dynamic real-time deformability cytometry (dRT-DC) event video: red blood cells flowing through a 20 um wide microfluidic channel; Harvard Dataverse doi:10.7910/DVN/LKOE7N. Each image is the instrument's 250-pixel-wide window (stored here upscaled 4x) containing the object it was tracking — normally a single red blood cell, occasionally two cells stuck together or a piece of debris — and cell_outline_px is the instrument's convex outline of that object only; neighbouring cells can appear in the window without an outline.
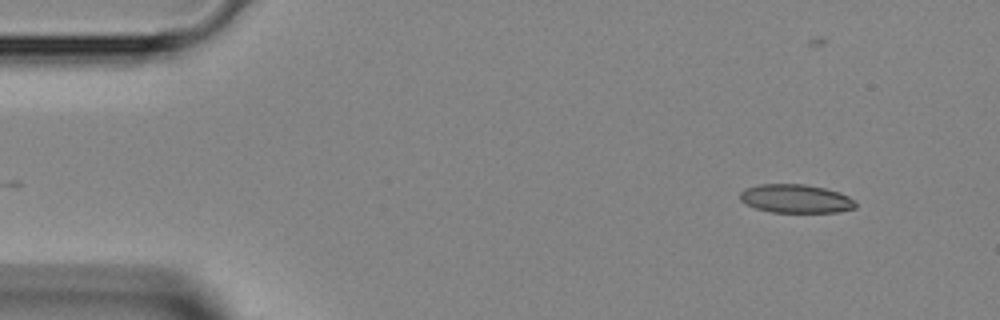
{"species": "Egyptian fruit bat (a non-hibernating species)", "species_latin": "Rousettus aegyptiacus", "temperature_condition": "room temperature", "stored_images_in_passage": 41, "segment_of_instrument_passage": [1, 2], "camera_frame_rate_fps": 3000, "um_per_image_px": 0.085, "animal": {"sex": "female"}, "frame": {"image": 1, "passage_image": 1, "time_ms": 0.0, "image_size_px": [1000, 320], "cell_outline_px": [[856, 208], [836, 212], [772, 212], [756, 208], [740, 200], [740, 192], [744, 188], [760, 184], [804, 184], [824, 188], [840, 192], [848, 196], [856, 204]], "centroid_in_image_um": [67.63, 16.88], "position_along_channel_um": 17.4, "area_um2": 19.13}}
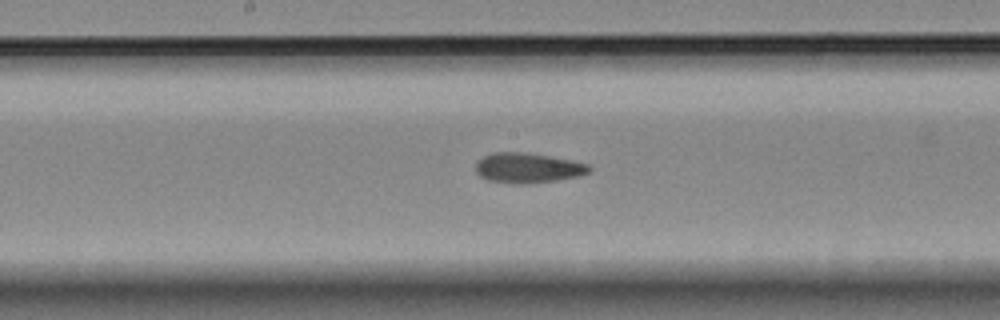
{"frame": {"image": 2, "passage_image": 19, "time_ms": 6.0, "image_size_px": [1000, 320], "cell_outline_px": [[592, 172], [580, 176], [556, 180], [520, 184], [512, 184], [488, 180], [480, 176], [476, 172], [476, 160], [492, 152], [524, 152], [572, 160], [588, 164], [592, 168]], "centroid_in_image_um": [44.87, 14.27], "position_along_channel_um": 203.3, "area_um2": 20.0}}
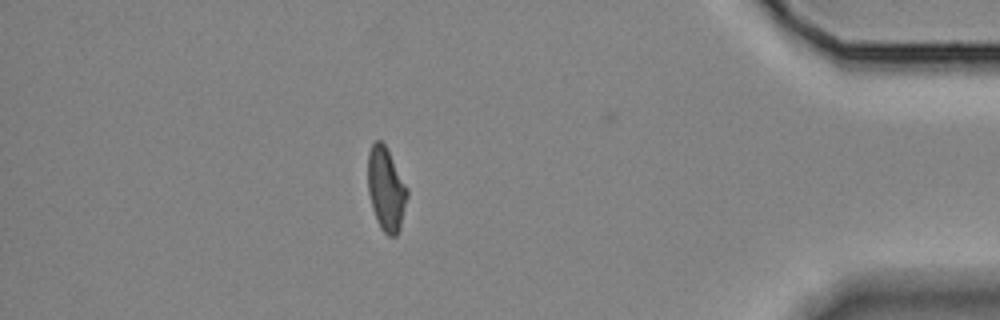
{"frame": {"image": 3, "passage_image": 35, "time_ms": 11.333, "image_size_px": [1000, 320], "cell_outline_px": [[408, 196], [400, 228], [396, 236], [388, 236], [380, 228], [376, 220], [372, 208], [368, 192], [368, 152], [372, 144], [376, 140], [380, 140], [384, 144], [408, 188]], "centroid_in_image_um": [32.81, 16.1], "position_along_channel_um": 402.4, "area_um2": 19.13}}